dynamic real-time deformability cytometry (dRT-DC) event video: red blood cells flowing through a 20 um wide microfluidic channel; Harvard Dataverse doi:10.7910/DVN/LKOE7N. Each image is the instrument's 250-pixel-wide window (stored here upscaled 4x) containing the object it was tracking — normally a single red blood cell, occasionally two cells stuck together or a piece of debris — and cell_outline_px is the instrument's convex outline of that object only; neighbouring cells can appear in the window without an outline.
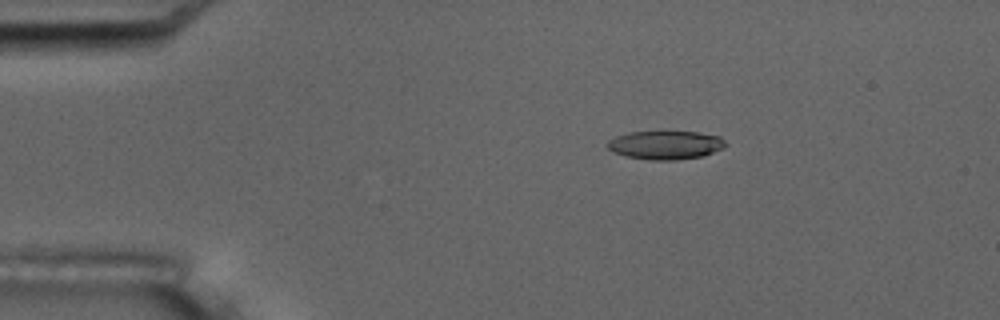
{"species": "common noctule bat (a hibernating species)", "species_latin": "Nyctalus noctula", "temperature_condition": "room temperature", "stored_images_in_passage": 5, "camera_frame_rate_fps": 3000, "um_per_image_px": 0.085, "animal": {"sex": "male", "body_mass_g": 17.5, "forearm_length_mm": 52.3}, "frame": {"image": 1, "passage_image": 2, "time_ms": 1.0, "image_size_px": [1000, 320], "cell_outline_px": [[728, 144], [724, 148], [704, 156], [676, 160], [652, 160], [624, 156], [612, 152], [608, 148], [608, 140], [616, 136], [632, 132], [696, 132], [720, 136]], "centroid_in_image_um": [56.59, 12.34], "position_along_channel_um": 28.4, "area_um2": 19.71}}